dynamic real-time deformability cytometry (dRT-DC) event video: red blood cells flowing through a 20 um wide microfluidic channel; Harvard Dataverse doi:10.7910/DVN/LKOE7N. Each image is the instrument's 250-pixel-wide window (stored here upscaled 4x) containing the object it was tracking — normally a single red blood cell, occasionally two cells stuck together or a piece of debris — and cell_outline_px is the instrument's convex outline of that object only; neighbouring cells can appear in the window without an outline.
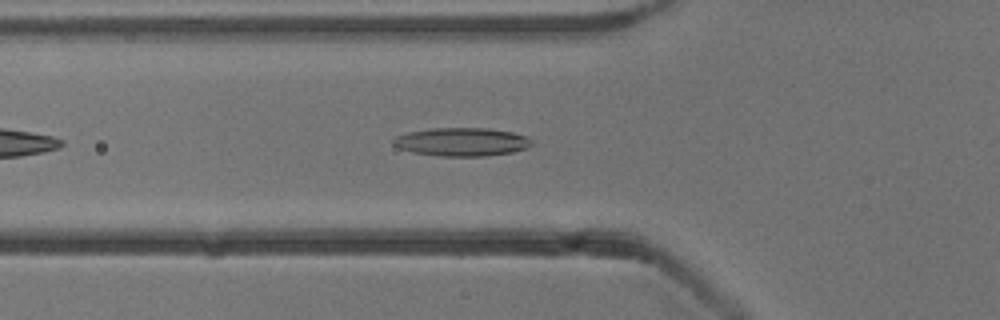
{"species": "common noctule bat (a hibernating species)", "species_latin": "Nyctalus noctula", "temperature_condition": "cold", "stored_images_in_passage": 42, "camera_frame_rate_fps": 3000, "um_per_image_px": 0.085, "animal": {"sex": "male", "body_mass_g": 13.3}, "frame": {"image": 1, "passage_image": 7, "time_ms": 2.0, "image_size_px": [1000, 320], "cell_outline_px": [[532, 144], [528, 148], [512, 152], [484, 156], [440, 156], [412, 152], [400, 148], [392, 144], [392, 140], [396, 136], [408, 132], [432, 128], [488, 128], [512, 132], [528, 136], [532, 140]], "centroid_in_image_um": [39.27, 12.06], "position_along_channel_um": 86.5, "area_um2": 22.95}}
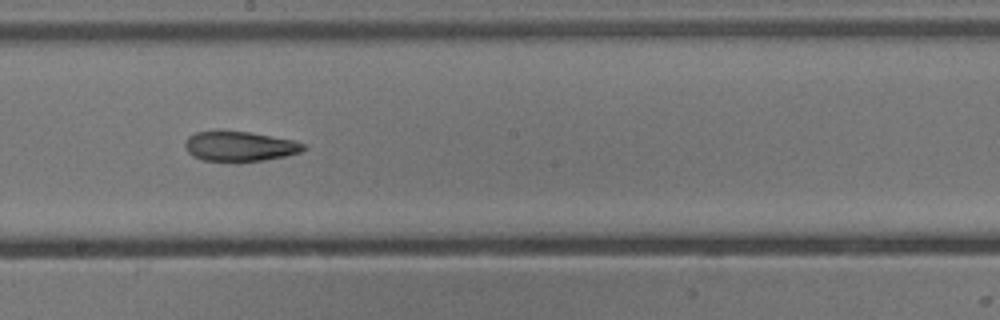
{"frame": {"image": 2, "passage_image": 18, "time_ms": 5.667, "image_size_px": [1000, 320], "cell_outline_px": [[308, 148], [300, 152], [284, 156], [264, 160], [236, 164], [204, 160], [192, 156], [188, 152], [184, 144], [188, 136], [196, 132], [216, 128], [220, 128], [248, 132], [292, 140], [308, 144]], "centroid_in_image_um": [20.33, 12.43], "position_along_channel_um": 227.9, "area_um2": 21.73}}
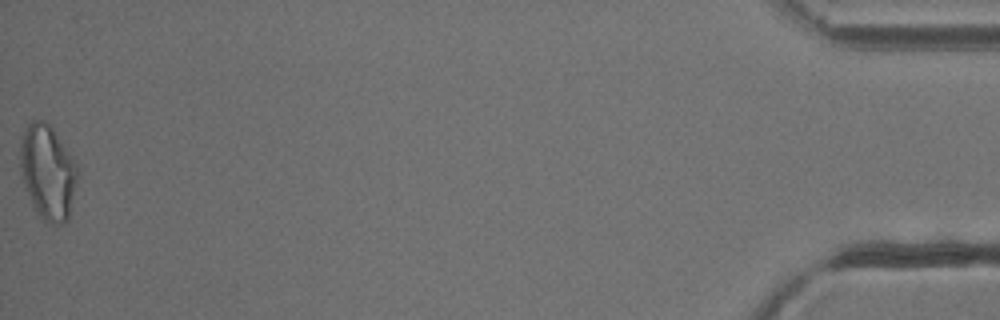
{"frame": {"image": 3, "passage_image": 42, "time_ms": 13.667, "image_size_px": [1000, 320], "cell_outline_px": [[76, 184], [68, 220], [64, 224], [52, 224], [36, 216], [32, 208], [24, 184], [20, 168], [20, 144], [24, 132], [28, 124], [32, 120], [44, 120], [52, 124], [72, 156], [76, 164]], "centroid_in_image_um": [4.04, 14.63], "position_along_channel_um": 431.2, "area_um2": 31.96}, "authors_computed_cell_mechanics": {"area_um2": 21.8773, "velocity_mm_per_s": 3.8311, "shape_relaxation_time_tau1_ms": null, "shape_relaxation_time_tau2_ms": 4.0356, "deformation_change_tau1": null, "deformation_change_tau2": 0.132}}